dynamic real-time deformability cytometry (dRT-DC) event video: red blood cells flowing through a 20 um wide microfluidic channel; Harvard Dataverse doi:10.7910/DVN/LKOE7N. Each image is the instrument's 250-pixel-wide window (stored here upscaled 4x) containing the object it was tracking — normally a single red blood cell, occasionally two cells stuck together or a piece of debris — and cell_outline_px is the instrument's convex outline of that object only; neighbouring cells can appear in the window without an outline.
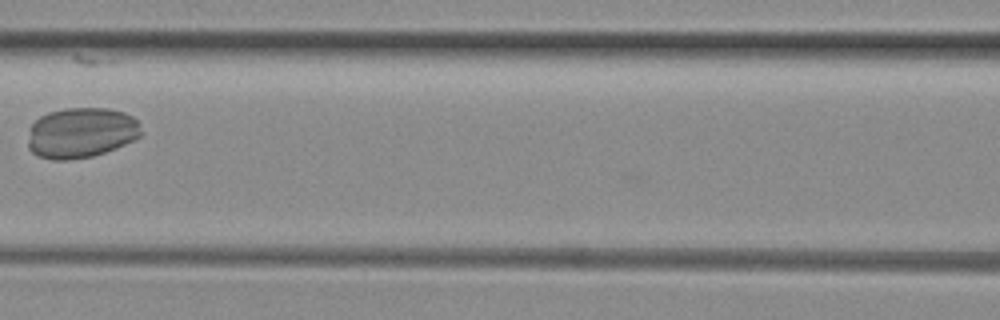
{"species": "common noctule bat (a hibernating species)", "species_latin": "Nyctalus noctula", "temperature_condition": "room temperature", "stored_images_in_passage": 7, "camera_frame_rate_fps": 3000, "um_per_image_px": 0.085, "animal": {"sex": "female", "body_mass_g": 29.2, "forearm_length_mm": 56.3}, "frame": {"image": 1, "passage_image": 7, "time_ms": 2.0, "image_size_px": [1000, 320], "cell_outline_px": [[140, 136], [116, 148], [92, 156], [68, 160], [52, 160], [36, 156], [28, 148], [28, 140], [32, 124], [40, 116], [48, 112], [64, 108], [108, 108], [124, 112], [132, 116], [140, 124]], "centroid_in_image_um": [6.87, 11.28], "position_along_channel_um": 159.7, "area_um2": 33.29}}